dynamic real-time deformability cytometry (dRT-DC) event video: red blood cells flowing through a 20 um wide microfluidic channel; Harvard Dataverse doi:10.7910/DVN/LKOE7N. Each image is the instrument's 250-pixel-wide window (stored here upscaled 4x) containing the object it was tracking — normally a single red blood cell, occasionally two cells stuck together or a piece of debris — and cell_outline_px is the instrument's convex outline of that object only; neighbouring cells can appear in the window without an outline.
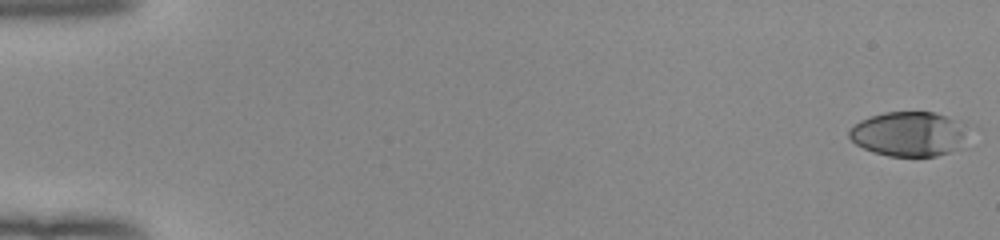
{"species": "human", "species_latin": "Homo sapiens", "temperature_condition": "room temperature", "stored_images_in_passage": 10, "camera_frame_rate_fps": 3000, "um_per_image_px": 0.085, "donor": {"sex": "female"}, "frame": {"image": 1, "passage_image": 1, "time_ms": 0.0, "image_size_px": [1000, 240], "cell_outline_px": [[980, 128], [960, 148], [936, 156], [888, 156], [872, 152], [856, 144], [848, 136], [848, 132], [860, 120], [884, 112], [932, 112], [976, 124]], "centroid_in_image_um": [77.5, 11.37], "position_along_channel_um": 7.5, "area_um2": 32.37}}